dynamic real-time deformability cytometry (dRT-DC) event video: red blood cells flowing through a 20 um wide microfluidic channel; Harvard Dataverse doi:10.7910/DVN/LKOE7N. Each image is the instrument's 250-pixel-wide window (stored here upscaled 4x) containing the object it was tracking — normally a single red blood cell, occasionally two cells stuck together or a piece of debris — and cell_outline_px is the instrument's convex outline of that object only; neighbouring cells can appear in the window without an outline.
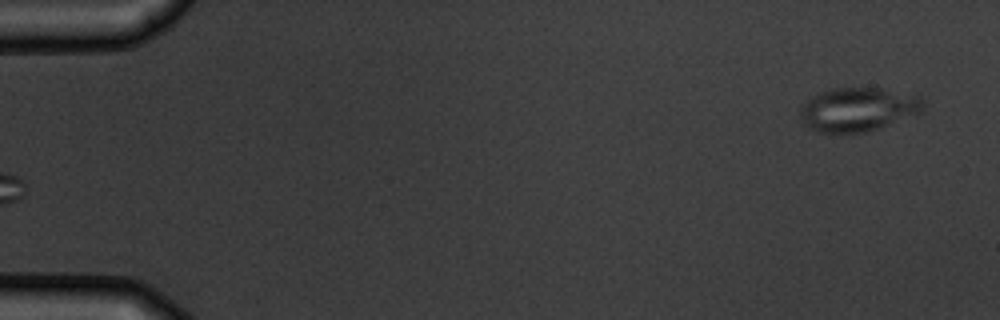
{"species": "common noctule bat (a hibernating species)", "species_latin": "Nyctalus noctula", "temperature_condition": "warm", "stored_images_in_passage": 3, "camera_frame_rate_fps": 3000, "um_per_image_px": 0.085, "animal": {"sex": "male", "body_mass_g": 19.5, "forearm_length_mm": 54.6}, "frame": {"image": 1, "passage_image": 3, "time_ms": 2.333, "image_size_px": [1000, 320], "cell_outline_px": [[924, 108], [916, 112], [880, 128], [868, 132], [816, 132], [804, 124], [800, 116], [800, 108], [812, 96], [820, 92], [832, 88], [880, 88], [916, 96], [924, 104]], "centroid_in_image_um": [72.84, 9.3], "position_along_channel_um": 12.2, "area_um2": 30.69}}